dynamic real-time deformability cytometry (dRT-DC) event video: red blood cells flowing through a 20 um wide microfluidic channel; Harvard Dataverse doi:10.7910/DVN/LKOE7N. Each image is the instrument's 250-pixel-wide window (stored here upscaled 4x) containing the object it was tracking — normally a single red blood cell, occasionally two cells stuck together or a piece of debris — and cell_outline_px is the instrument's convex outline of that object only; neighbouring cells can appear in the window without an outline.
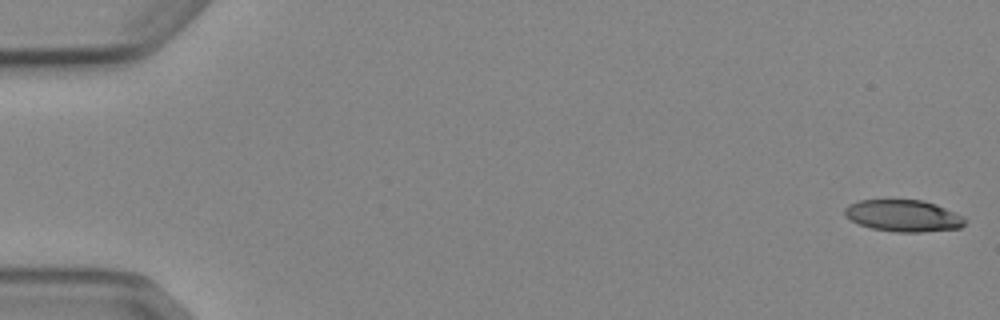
{"species": "Egyptian fruit bat (a non-hibernating species)", "species_latin": "Rousettus aegyptiacus", "temperature_condition": "cold", "stored_images_in_passage": 6, "camera_frame_rate_fps": 3000, "um_per_image_px": 0.085, "animal": {"sex": "female"}, "frame": {"image": 1, "passage_image": 1, "time_ms": 0.0, "image_size_px": [1000, 320], "cell_outline_px": [[968, 220], [960, 228], [920, 232], [896, 232], [872, 228], [860, 224], [844, 216], [844, 208], [848, 204], [860, 200], [920, 200], [936, 204], [964, 216]], "centroid_in_image_um": [76.8, 18.34], "position_along_channel_um": 8.2, "area_um2": 22.25}}